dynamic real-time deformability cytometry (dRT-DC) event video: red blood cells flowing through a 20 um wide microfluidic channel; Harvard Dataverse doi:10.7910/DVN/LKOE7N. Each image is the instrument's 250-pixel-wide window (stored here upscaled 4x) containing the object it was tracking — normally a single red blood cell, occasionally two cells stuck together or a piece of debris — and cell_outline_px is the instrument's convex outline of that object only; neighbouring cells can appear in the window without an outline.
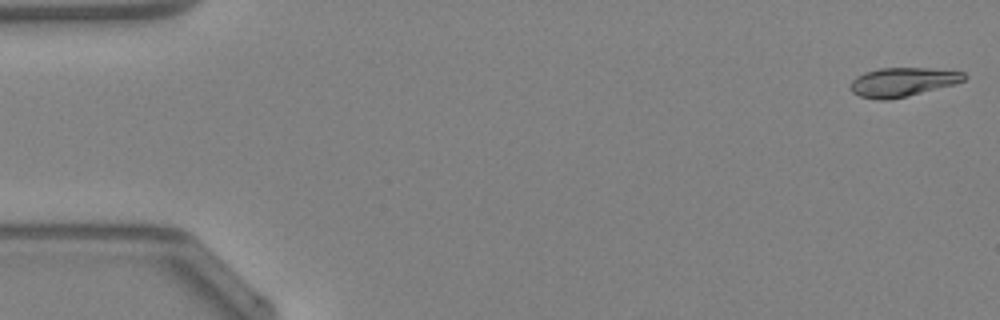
{"species": "Egyptian fruit bat (a non-hibernating species)", "species_latin": "Rousettus aegyptiacus", "temperature_condition": "warm", "stored_images_in_passage": 49, "camera_frame_rate_fps": 3000, "um_per_image_px": 0.085, "animal": {"sex": "female"}, "frame": {"image": 1, "passage_image": 1, "time_ms": 0.0, "image_size_px": [1000, 320], "cell_outline_px": [[968, 76], [964, 80], [952, 84], [888, 100], [880, 100], [860, 96], [852, 92], [852, 80], [856, 76], [864, 72], [880, 68], [928, 68], [964, 72]], "centroid_in_image_um": [76.69, 6.95], "position_along_channel_um": 8.3, "area_um2": 18.73}}
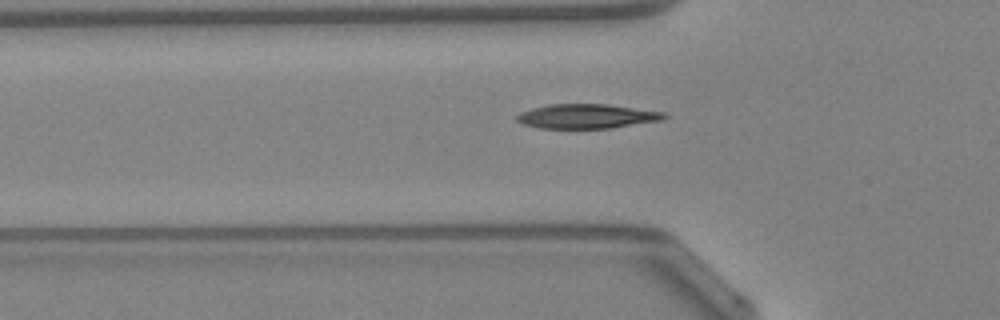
{"frame": {"image": 2, "passage_image": 16, "time_ms": 5.0, "image_size_px": [1000, 320], "cell_outline_px": [[668, 116], [660, 120], [612, 128], [540, 128], [524, 124], [516, 120], [516, 116], [520, 112], [532, 108], [548, 104], [608, 104], [664, 112]], "centroid_in_image_um": [49.86, 9.88], "position_along_channel_um": 75.9, "area_um2": 20.87}, "authors_computed_cell_mechanics": {"area_um2": 20.0566, "velocity_mm_per_s": 4.2964, "shape_relaxation_time_tau1_ms": 5.7344, "shape_relaxation_time_tau2_ms": 2.2352, "deformation_change_tau1": 0.2169, "deformation_change_tau2": 0.1051}}